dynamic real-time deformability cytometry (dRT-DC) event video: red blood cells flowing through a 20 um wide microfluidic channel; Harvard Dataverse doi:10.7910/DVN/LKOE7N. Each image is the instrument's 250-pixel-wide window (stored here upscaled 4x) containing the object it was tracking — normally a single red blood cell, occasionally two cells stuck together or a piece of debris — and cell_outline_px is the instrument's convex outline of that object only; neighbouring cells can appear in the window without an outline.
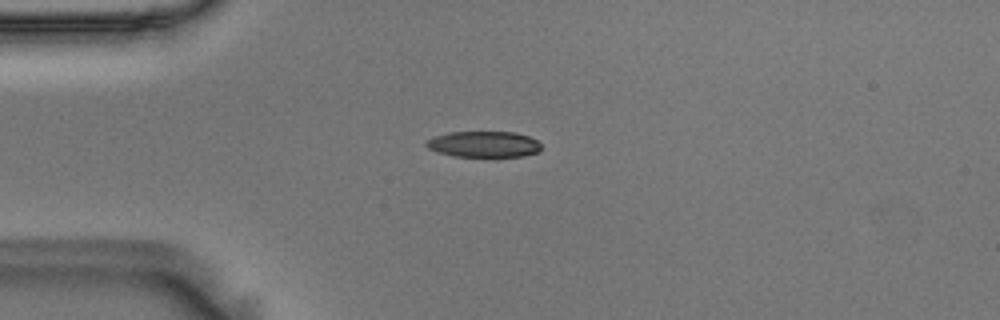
{"species": "Egyptian fruit bat (a non-hibernating species)", "species_latin": "Rousettus aegyptiacus", "temperature_condition": "room temperature", "stored_images_in_passage": 43, "camera_frame_rate_fps": 3000, "um_per_image_px": 0.085, "animal": {"sex": "male"}, "frame": {"image": 1, "passage_image": 1, "time_ms": 0.0, "image_size_px": [1000, 320], "cell_outline_px": [[540, 152], [524, 156], [452, 156], [428, 148], [424, 144], [424, 140], [432, 136], [448, 132], [516, 132], [528, 136], [536, 140], [540, 144]], "centroid_in_image_um": [41.09, 12.25], "position_along_channel_um": 43.9, "area_um2": 17.51}}
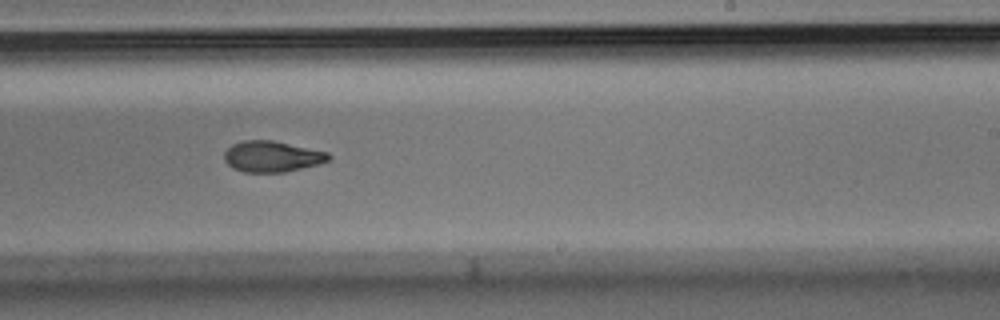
{"frame": {"image": 2, "passage_image": 21, "time_ms": 6.667, "image_size_px": [1000, 320], "cell_outline_px": [[332, 160], [320, 164], [284, 172], [244, 172], [232, 168], [224, 160], [224, 152], [232, 144], [244, 140], [272, 140], [328, 152], [332, 156]], "centroid_in_image_um": [23.14, 13.3], "position_along_channel_um": 265.9, "area_um2": 18.96}}
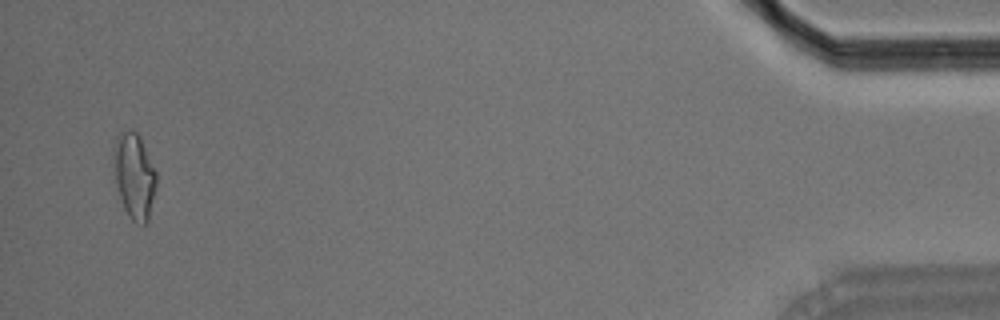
{"frame": {"image": 3, "passage_image": 41, "time_ms": 13.333, "image_size_px": [1000, 320], "cell_outline_px": [[156, 188], [148, 220], [144, 224], [132, 220], [128, 216], [124, 208], [116, 184], [112, 156], [112, 148], [116, 136], [120, 132], [132, 128], [140, 136], [156, 172]], "centroid_in_image_um": [11.39, 14.89], "position_along_channel_um": 423.8, "area_um2": 21.44}, "authors_computed_cell_mechanics": {"area_um2": 19.3052, "velocity_mm_per_s": 3.6171, "shape_relaxation_time_tau1_ms": null, "shape_relaxation_time_tau2_ms": 3.9036, "deformation_change_tau1": null, "deformation_change_tau2": 0.1011}}